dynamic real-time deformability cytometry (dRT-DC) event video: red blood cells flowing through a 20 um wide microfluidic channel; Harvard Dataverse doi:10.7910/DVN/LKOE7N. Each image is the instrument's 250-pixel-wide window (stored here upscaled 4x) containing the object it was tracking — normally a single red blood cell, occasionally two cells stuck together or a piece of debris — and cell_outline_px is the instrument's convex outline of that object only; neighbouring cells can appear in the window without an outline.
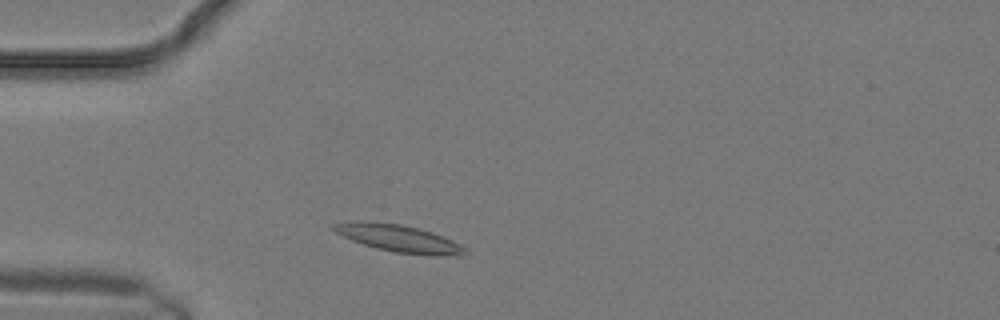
{"species": "common noctule bat (a hibernating species)", "species_latin": "Nyctalus noctula", "temperature_condition": "warm", "stored_images_in_passage": 6, "camera_frame_rate_fps": 3000, "um_per_image_px": 0.085, "animal": {"sex": "male", "body_mass_g": 19.2, "forearm_length_mm": 51.8}, "frame": {"image": 1, "passage_image": 2, "time_ms": 0.333, "image_size_px": [1000, 320], "cell_outline_px": [[468, 252], [460, 256], [432, 256], [396, 252], [376, 248], [352, 240], [328, 228], [332, 224], [356, 220], [372, 220], [400, 224], [420, 228], [432, 232], [460, 244], [468, 248]], "centroid_in_image_um": [33.9, 20.25], "position_along_channel_um": 51.1, "area_um2": 21.21}}
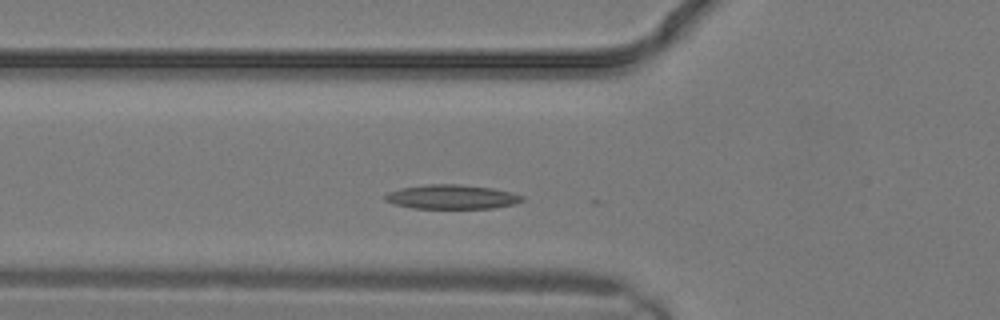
{"frame": {"image": 2, "passage_image": 4, "time_ms": 1.0, "image_size_px": [1000, 320], "cell_outline_px": [[524, 200], [512, 204], [492, 208], [412, 208], [392, 204], [384, 200], [384, 196], [388, 192], [400, 188], [424, 184], [460, 184], [492, 188], [512, 192], [524, 196]], "centroid_in_image_um": [38.36, 16.73], "position_along_channel_um": 87.4, "area_um2": 19.48}}
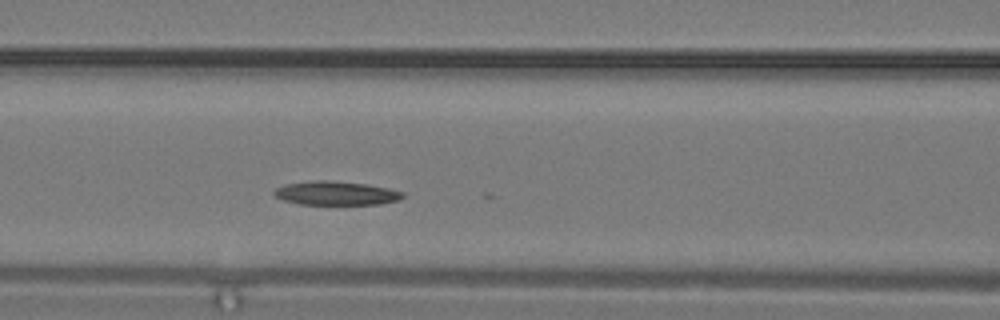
{"frame": {"image": 3, "passage_image": 6, "time_ms": 1.667, "image_size_px": [1000, 320], "cell_outline_px": [[404, 196], [400, 200], [380, 204], [300, 204], [284, 200], [276, 196], [272, 192], [276, 188], [284, 184], [312, 180], [328, 180], [364, 184], [388, 188], [404, 192]], "centroid_in_image_um": [28.56, 16.42], "position_along_channel_um": 138.0, "area_um2": 17.8}}